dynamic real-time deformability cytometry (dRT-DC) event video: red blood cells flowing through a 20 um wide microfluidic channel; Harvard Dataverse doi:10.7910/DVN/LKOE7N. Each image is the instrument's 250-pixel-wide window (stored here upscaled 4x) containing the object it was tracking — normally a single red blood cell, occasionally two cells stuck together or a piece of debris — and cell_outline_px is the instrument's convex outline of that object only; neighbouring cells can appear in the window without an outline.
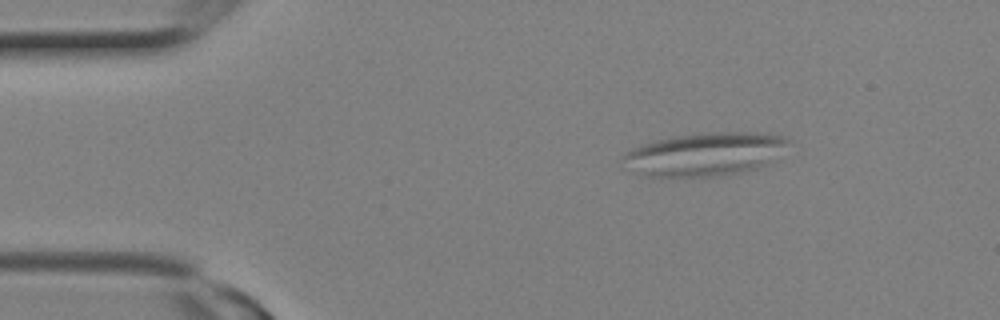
{"species": "Egyptian fruit bat (a non-hibernating species)", "species_latin": "Rousettus aegyptiacus", "temperature_condition": "room temperature", "stored_images_in_passage": 8, "camera_frame_rate_fps": 3000, "um_per_image_px": 0.085, "animal": {"sex": "female"}, "frame": {"image": 1, "passage_image": 3, "time_ms": 0.667, "image_size_px": [1000, 320], "cell_outline_px": [[792, 140], [764, 164], [756, 168], [740, 172], [720, 176], [644, 176], [624, 168], [624, 152], [640, 144], [672, 136], [700, 132], [756, 132], [784, 136]], "centroid_in_image_um": [59.83, 13.09], "position_along_channel_um": 25.2, "area_um2": 41.56}}
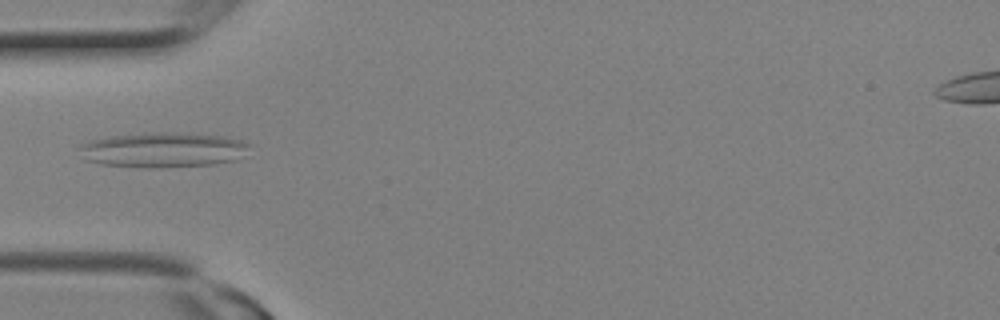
{"frame": {"image": 2, "passage_image": 7, "time_ms": 2.0, "image_size_px": [1000, 320], "cell_outline_px": [[252, 144], [236, 160], [212, 164], [160, 168], [140, 168], [100, 164], [84, 160], [80, 148], [80, 144], [88, 140], [112, 136], [144, 132], [172, 132], [220, 136], [244, 140]], "centroid_in_image_um": [13.82, 12.74], "position_along_channel_um": 71.2, "area_um2": 35.03}}